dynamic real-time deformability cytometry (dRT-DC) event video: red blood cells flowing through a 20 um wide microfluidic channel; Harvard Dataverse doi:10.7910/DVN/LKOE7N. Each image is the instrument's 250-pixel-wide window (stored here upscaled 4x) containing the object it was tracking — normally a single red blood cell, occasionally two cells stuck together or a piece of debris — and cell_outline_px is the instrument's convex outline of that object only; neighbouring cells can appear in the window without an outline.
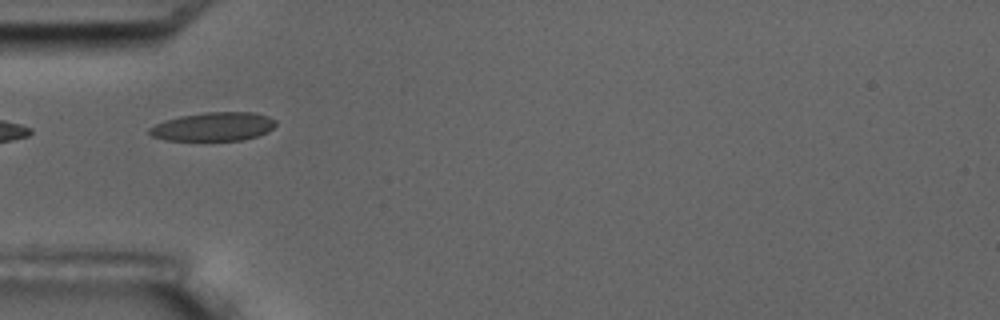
{"species": "common noctule bat (a hibernating species)", "species_latin": "Nyctalus noctula", "temperature_condition": "room temperature", "stored_images_in_passage": 11, "camera_frame_rate_fps": 3000, "um_per_image_px": 0.085, "animal": {"sex": "male", "body_mass_g": 17.5, "forearm_length_mm": 52.3}, "frame": {"image": 1, "passage_image": 1, "time_ms": 0.0, "image_size_px": [1000, 320], "cell_outline_px": [[276, 124], [268, 132], [244, 140], [164, 140], [152, 136], [148, 132], [148, 128], [164, 120], [180, 116], [204, 112], [256, 112], [268, 116], [276, 120]], "centroid_in_image_um": [18.14, 10.76], "position_along_channel_um": 66.9, "area_um2": 21.21}}
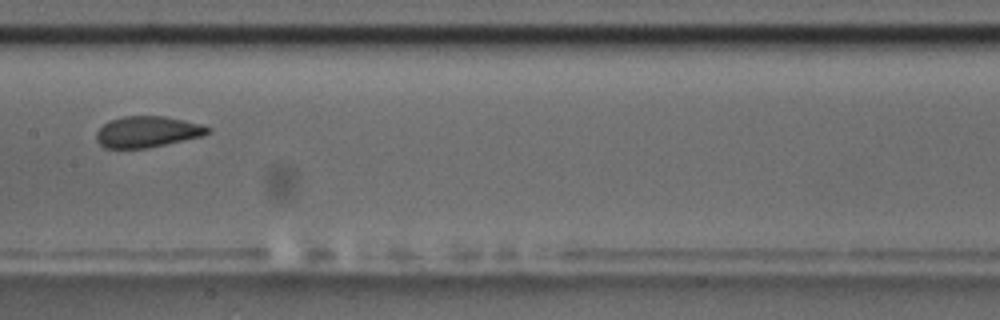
{"frame": {"image": 2, "passage_image": 4, "time_ms": 3.667, "image_size_px": [1000, 320], "cell_outline_px": [[212, 128], [204, 136], [148, 148], [104, 148], [96, 140], [96, 132], [108, 120], [124, 116], [164, 116], [204, 124]], "centroid_in_image_um": [12.54, 11.2], "position_along_channel_um": 194.9, "area_um2": 20.4}}
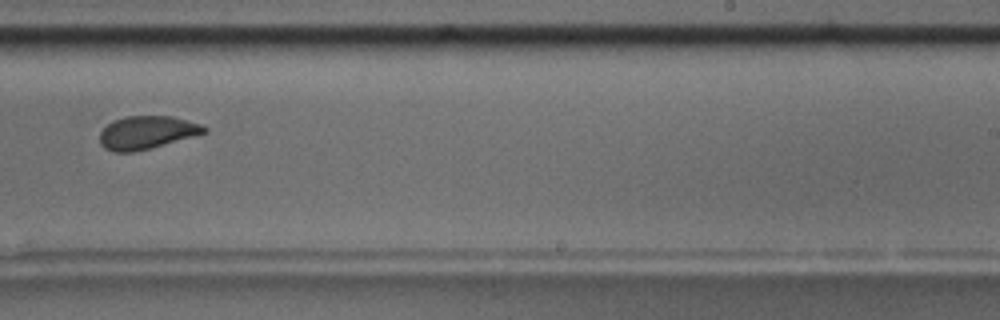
{"frame": {"image": 3, "passage_image": 6, "time_ms": 6.0, "image_size_px": [1000, 320], "cell_outline_px": [[208, 132], [152, 148], [132, 152], [112, 152], [104, 148], [100, 144], [100, 132], [108, 124], [124, 116], [172, 116], [200, 124], [208, 128]], "centroid_in_image_um": [12.48, 11.27], "position_along_channel_um": 276.5, "area_um2": 20.11}}